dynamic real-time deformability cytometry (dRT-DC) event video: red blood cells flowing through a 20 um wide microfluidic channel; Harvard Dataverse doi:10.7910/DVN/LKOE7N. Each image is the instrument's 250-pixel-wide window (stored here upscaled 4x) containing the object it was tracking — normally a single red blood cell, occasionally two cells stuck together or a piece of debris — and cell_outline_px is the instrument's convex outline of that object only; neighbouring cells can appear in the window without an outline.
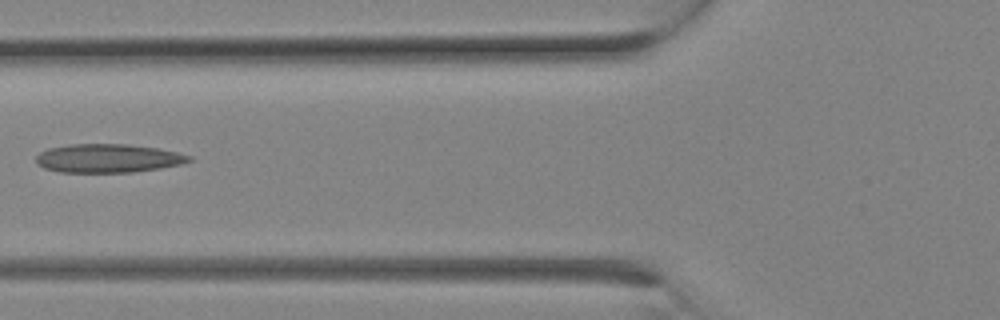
{"species": "Egyptian fruit bat (a non-hibernating species)", "species_latin": "Rousettus aegyptiacus", "temperature_condition": "room temperature", "stored_images_in_passage": 24, "camera_frame_rate_fps": 3000, "um_per_image_px": 0.085, "animal": {"sex": "female"}, "frame": {"image": 1, "passage_image": 9, "time_ms": 2.667, "image_size_px": [1000, 320], "cell_outline_px": [[192, 160], [180, 164], [160, 168], [132, 172], [60, 172], [44, 168], [36, 164], [36, 156], [40, 152], [48, 148], [72, 144], [128, 144], [156, 148], [176, 152], [192, 156]], "centroid_in_image_um": [9.15, 13.45], "position_along_channel_um": 116.6, "area_um2": 25.43}}
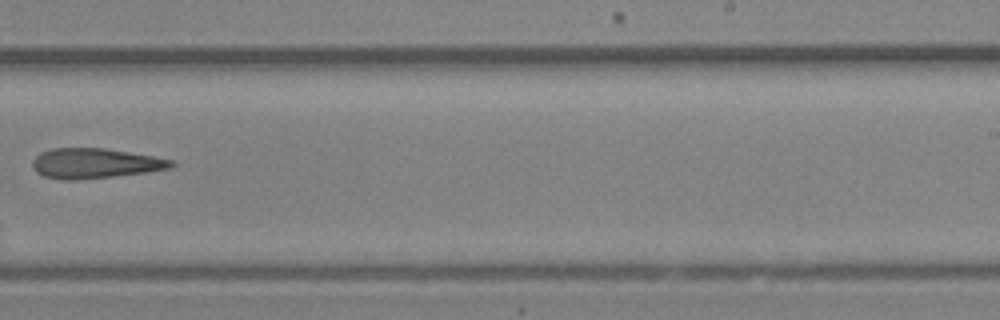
{"frame": {"image": 2, "passage_image": 15, "time_ms": 4.667, "image_size_px": [1000, 320], "cell_outline_px": [[176, 164], [172, 168], [144, 172], [112, 176], [72, 180], [64, 180], [44, 176], [36, 172], [32, 168], [32, 160], [40, 152], [52, 148], [104, 148], [176, 160]], "centroid_in_image_um": [8.06, 13.87], "position_along_channel_um": 280.9, "area_um2": 24.22}}
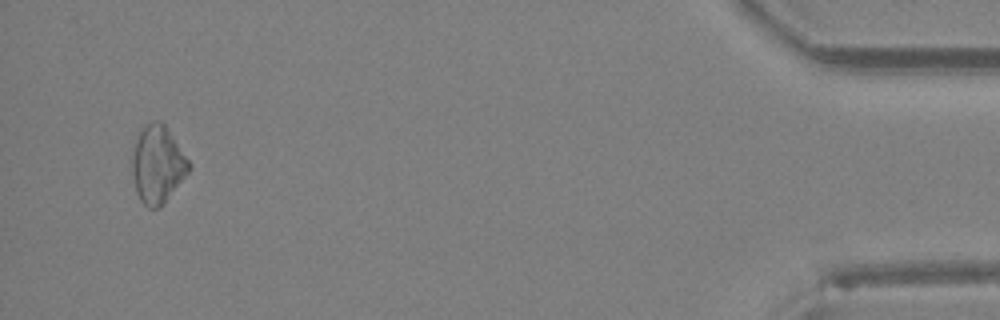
{"frame": {"image": 3, "passage_image": 23, "time_ms": 7.333, "image_size_px": [1000, 320], "cell_outline_px": [[192, 164], [188, 172], [164, 204], [160, 208], [148, 208], [140, 200], [136, 192], [132, 172], [132, 156], [136, 140], [140, 128], [152, 120], [160, 120], [168, 128]], "centroid_in_image_um": [13.4, 13.96], "position_along_channel_um": 421.8, "area_um2": 25.84}}